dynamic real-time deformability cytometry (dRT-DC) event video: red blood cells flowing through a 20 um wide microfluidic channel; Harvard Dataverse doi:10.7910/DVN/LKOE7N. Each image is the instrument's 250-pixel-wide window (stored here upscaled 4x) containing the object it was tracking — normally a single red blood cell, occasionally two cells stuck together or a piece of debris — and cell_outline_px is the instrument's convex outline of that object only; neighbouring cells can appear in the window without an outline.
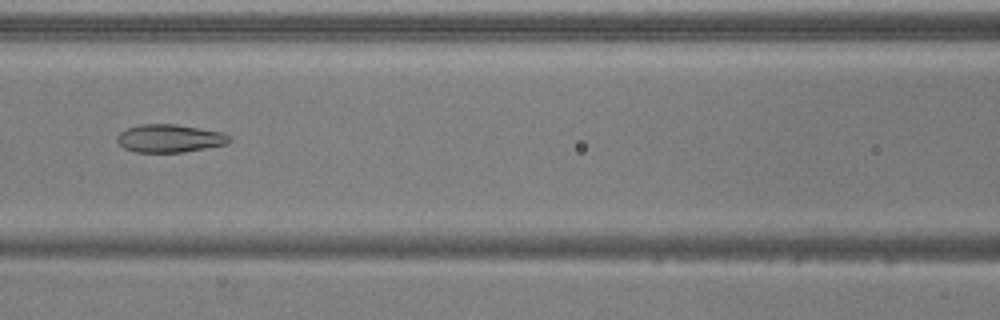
{"species": "common noctule bat (a hibernating species)", "species_latin": "Nyctalus noctula", "temperature_condition": "warm", "stored_images_in_passage": 52, "camera_frame_rate_fps": 3000, "um_per_image_px": 0.085, "animal": {"sex": "male", "body_mass_g": 20.5, "forearm_length_mm": 52.5}, "frame": {"image": 1, "passage_image": 24, "time_ms": 7.667, "image_size_px": [1000, 320], "cell_outline_px": [[232, 140], [228, 144], [184, 152], [136, 152], [124, 148], [116, 140], [116, 136], [120, 132], [128, 128], [140, 124], [176, 124], [220, 132], [228, 136]], "centroid_in_image_um": [14.4, 11.76], "position_along_channel_um": 152.2, "area_um2": 18.21}}
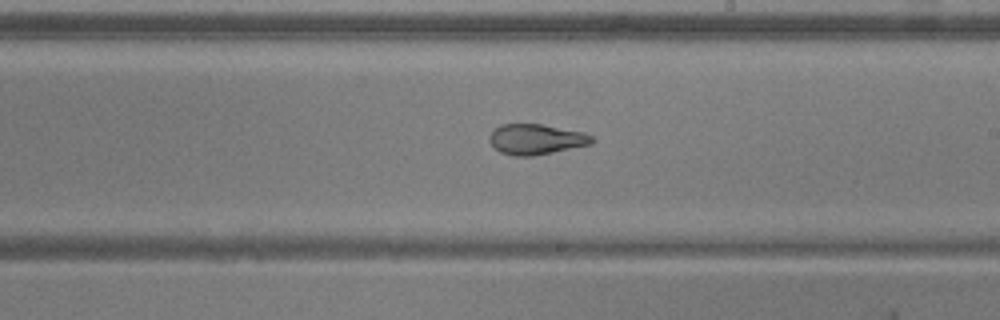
{"frame": {"image": 2, "passage_image": 31, "time_ms": 10.0, "image_size_px": [1000, 320], "cell_outline_px": [[596, 140], [592, 144], [532, 156], [512, 156], [500, 152], [488, 140], [492, 128], [500, 124], [540, 124], [584, 132], [592, 136]], "centroid_in_image_um": [45.55, 11.83], "position_along_channel_um": 243.5, "area_um2": 18.26}}
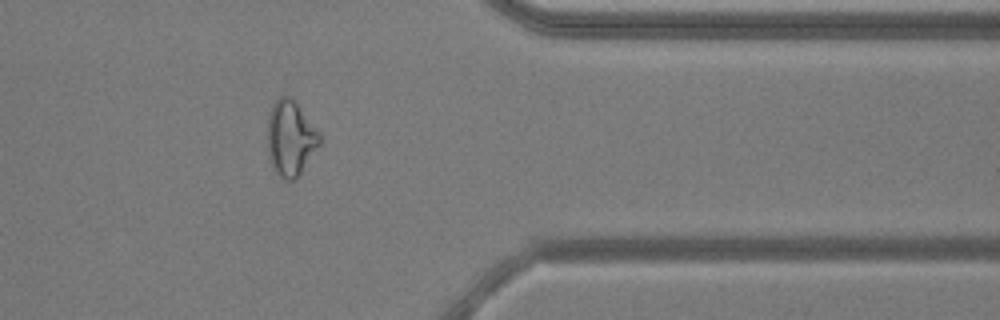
{"frame": {"image": 3, "passage_image": 43, "time_ms": 14.0, "image_size_px": [1000, 320], "cell_outline_px": [[320, 144], [296, 180], [284, 180], [272, 168], [268, 156], [268, 116], [272, 104], [280, 96], [292, 96], [320, 132]], "centroid_in_image_um": [24.69, 11.74], "position_along_channel_um": 386.7, "area_um2": 23.12}, "authors_computed_cell_mechanics": {"area_um2": 23.3801, "velocity_mm_per_s": 3.9146, "shape_relaxation_time_tau1_ms": null, "shape_relaxation_time_tau2_ms": 1.5381, "deformation_change_tau1": null, "deformation_change_tau2": 0.0807}}